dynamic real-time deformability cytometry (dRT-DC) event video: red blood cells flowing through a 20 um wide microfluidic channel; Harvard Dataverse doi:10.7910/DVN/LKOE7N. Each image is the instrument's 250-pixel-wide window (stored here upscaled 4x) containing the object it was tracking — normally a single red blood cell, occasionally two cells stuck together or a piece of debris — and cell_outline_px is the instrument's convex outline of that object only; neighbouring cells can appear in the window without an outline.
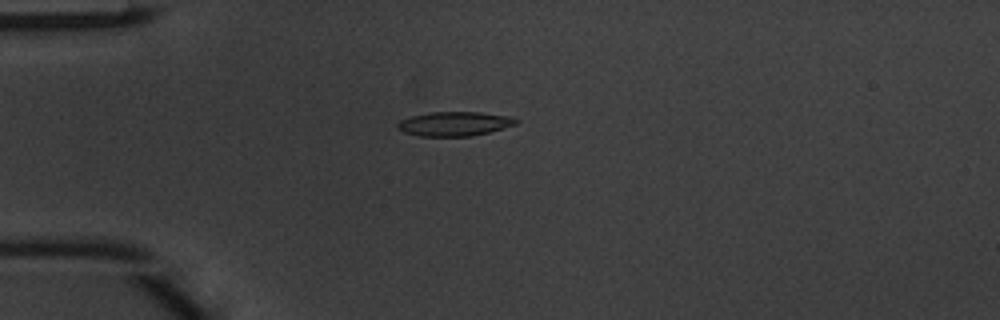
{"species": "common noctule bat (a hibernating species)", "species_latin": "Nyctalus noctula", "temperature_condition": "warm", "stored_images_in_passage": 38, "camera_frame_rate_fps": 3000, "um_per_image_px": 0.085, "animal": {"sex": "male", "body_mass_g": 20.1, "forearm_length_mm": 53.5}, "frame": {"image": 1, "passage_image": 2, "time_ms": 0.333, "image_size_px": [1000, 320], "cell_outline_px": [[520, 120], [516, 124], [488, 132], [472, 136], [420, 136], [404, 132], [396, 128], [396, 124], [400, 120], [412, 116], [428, 112], [480, 112], [508, 116]], "centroid_in_image_um": [38.6, 10.52], "position_along_channel_um": 46.4, "area_um2": 16.7}}
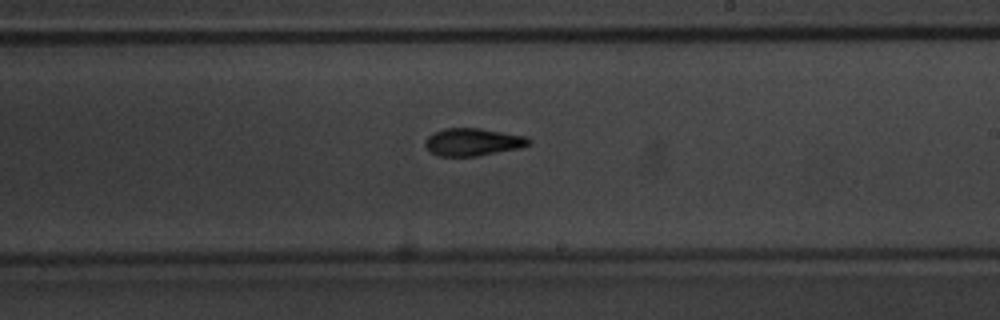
{"frame": {"image": 2, "passage_image": 18, "time_ms": 5.667, "image_size_px": [1000, 320], "cell_outline_px": [[532, 144], [520, 148], [476, 156], [436, 156], [424, 144], [428, 136], [432, 132], [444, 128], [480, 128], [528, 136], [532, 140]], "centroid_in_image_um": [40.23, 12.06], "position_along_channel_um": 248.8, "area_um2": 16.82}}
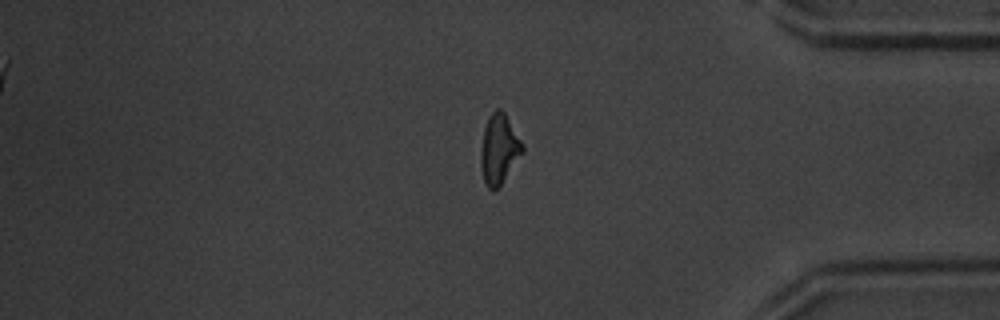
{"frame": {"image": 3, "passage_image": 30, "time_ms": 9.667, "image_size_px": [1000, 320], "cell_outline_px": [[524, 152], [500, 184], [492, 192], [488, 188], [484, 180], [480, 164], [480, 152], [484, 128], [492, 112], [496, 108], [500, 108], [504, 112], [524, 144]], "centroid_in_image_um": [42.43, 12.66], "position_along_channel_um": 392.8, "area_um2": 16.82}, "authors_computed_cell_mechanics": {"area_um2": 16.5886, "velocity_mm_per_s": 4.1457, "shape_relaxation_time_tau1_ms": 4.2432, "shape_relaxation_time_tau2_ms": 3.0734, "deformation_change_tau1": 0.162, "deformation_change_tau2": 0.1204}}